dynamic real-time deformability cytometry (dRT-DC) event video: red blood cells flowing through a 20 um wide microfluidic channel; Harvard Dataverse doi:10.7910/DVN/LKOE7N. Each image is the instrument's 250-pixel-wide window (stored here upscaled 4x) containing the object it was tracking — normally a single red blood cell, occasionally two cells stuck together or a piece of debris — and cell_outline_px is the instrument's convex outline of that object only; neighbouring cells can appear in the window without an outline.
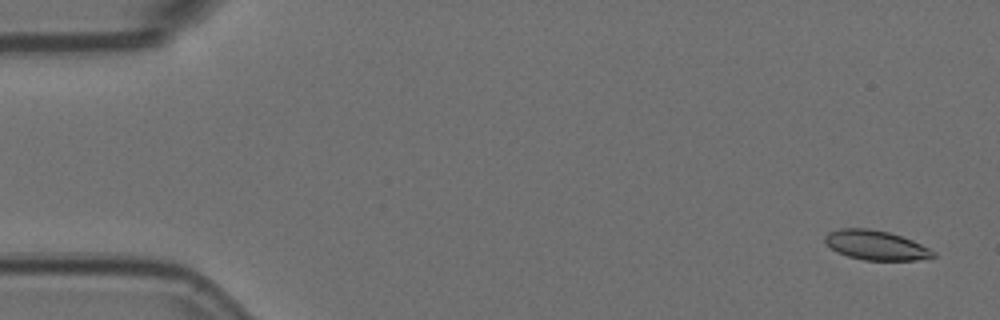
{"species": "Egyptian fruit bat (a non-hibernating species)", "species_latin": "Rousettus aegyptiacus", "temperature_condition": "room temperature", "stored_images_in_passage": 57, "camera_frame_rate_fps": 3000, "um_per_image_px": 0.085, "animal": {"sex": "female"}, "frame": {"image": 1, "passage_image": 3, "time_ms": 0.667, "image_size_px": [1000, 320], "cell_outline_px": [[936, 256], [916, 260], [864, 260], [848, 256], [836, 252], [824, 240], [824, 236], [828, 232], [840, 228], [868, 228], [888, 232], [912, 240], [936, 252]], "centroid_in_image_um": [74.43, 20.84], "position_along_channel_um": 10.6, "area_um2": 18.5}}
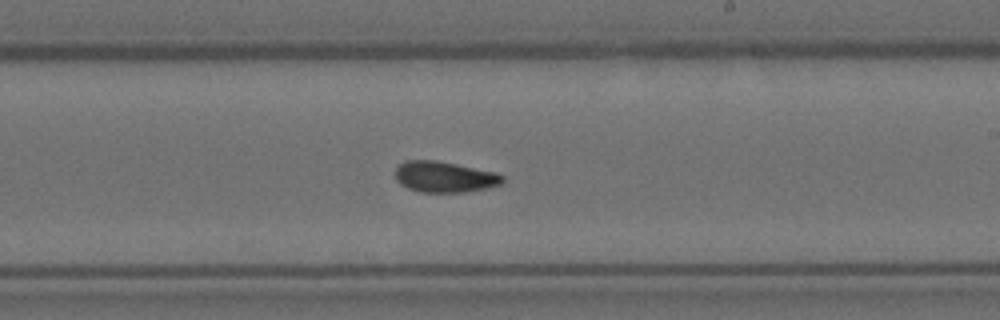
{"frame": {"image": 2, "passage_image": 34, "time_ms": 11.0, "image_size_px": [1000, 320], "cell_outline_px": [[504, 180], [500, 184], [488, 188], [464, 192], [420, 192], [408, 188], [400, 184], [396, 180], [396, 168], [404, 160], [436, 160], [496, 172], [504, 176]], "centroid_in_image_um": [37.78, 15.03], "position_along_channel_um": 251.2, "area_um2": 19.36}}
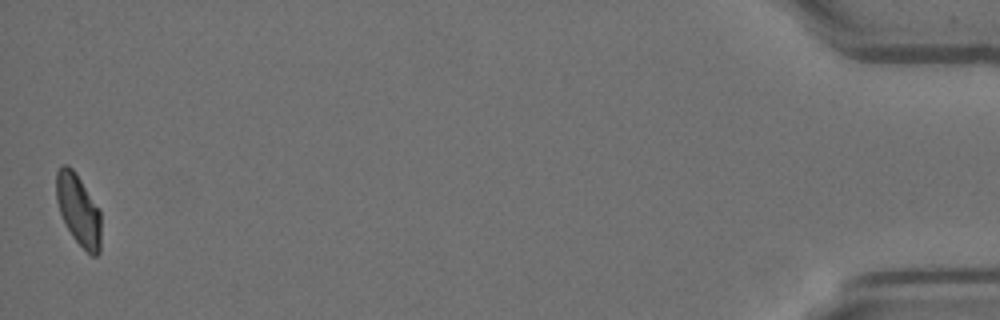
{"frame": {"image": 3, "passage_image": 57, "time_ms": 18.667, "image_size_px": [1000, 320], "cell_outline_px": [[100, 252], [96, 256], [92, 256], [72, 236], [60, 212], [56, 200], [56, 172], [64, 164], [68, 164], [72, 168], [100, 208]], "centroid_in_image_um": [6.67, 17.82], "position_along_channel_um": 428.5, "area_um2": 18.38}, "authors_computed_cell_mechanics": {"area_um2": 19.0162, "velocity_mm_per_s": 3.5647, "shape_relaxation_time_tau1_ms": null, "shape_relaxation_time_tau2_ms": 3.1005, "deformation_change_tau1": null, "deformation_change_tau2": 0.0854}}